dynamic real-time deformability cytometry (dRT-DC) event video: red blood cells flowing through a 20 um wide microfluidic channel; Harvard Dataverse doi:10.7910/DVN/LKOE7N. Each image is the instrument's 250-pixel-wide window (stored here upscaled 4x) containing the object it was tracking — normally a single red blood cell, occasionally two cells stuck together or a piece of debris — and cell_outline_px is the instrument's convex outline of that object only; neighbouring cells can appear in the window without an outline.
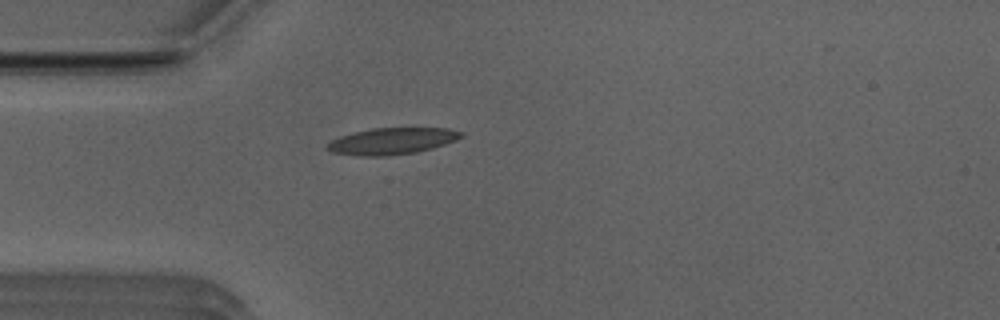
{"species": "Egyptian fruit bat (a non-hibernating species)", "species_latin": "Rousettus aegyptiacus", "temperature_condition": "room temperature", "stored_images_in_passage": 36, "camera_frame_rate_fps": 3000, "um_per_image_px": 0.085, "animal": {"sex": "male"}, "frame": {"image": 1, "passage_image": 1, "time_ms": 0.0, "image_size_px": [1000, 320], "cell_outline_px": [[464, 136], [456, 140], [432, 148], [416, 152], [384, 156], [360, 156], [332, 152], [328, 148], [328, 144], [332, 140], [340, 136], [352, 132], [372, 128], [448, 128], [464, 132]], "centroid_in_image_um": [33.35, 11.98], "position_along_channel_um": 51.7, "area_um2": 20.63}}
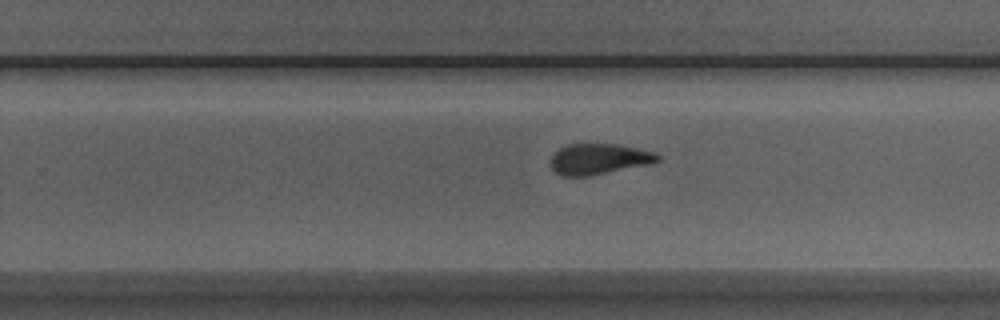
{"frame": {"image": 2, "passage_image": 19, "time_ms": 6.0, "image_size_px": [1000, 320], "cell_outline_px": [[660, 160], [652, 164], [592, 176], [560, 176], [548, 164], [548, 160], [560, 148], [568, 144], [616, 144], [656, 152], [660, 156]], "centroid_in_image_um": [50.91, 13.53], "position_along_channel_um": 278.9, "area_um2": 19.54}}
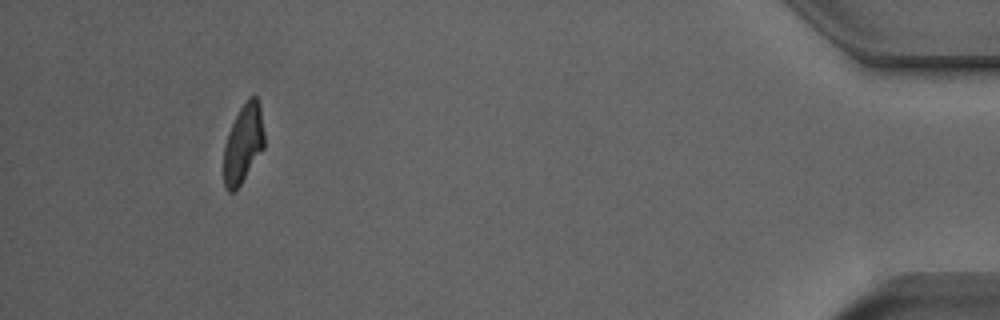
{"frame": {"image": 3, "passage_image": 35, "time_ms": 11.333, "image_size_px": [1000, 320], "cell_outline_px": [[264, 148], [240, 184], [232, 192], [228, 192], [224, 184], [224, 144], [228, 132], [240, 108], [248, 96], [256, 96], [260, 104], [264, 132]], "centroid_in_image_um": [20.68, 12.17], "position_along_channel_um": 414.5, "area_um2": 18.5}}